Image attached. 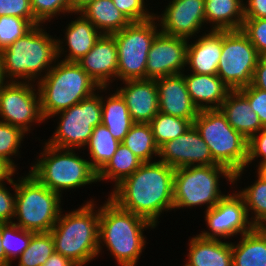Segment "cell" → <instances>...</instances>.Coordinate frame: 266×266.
<instances>
[{"label": "cell", "instance_id": "obj_49", "mask_svg": "<svg viewBox=\"0 0 266 266\" xmlns=\"http://www.w3.org/2000/svg\"><path fill=\"white\" fill-rule=\"evenodd\" d=\"M42 266H77L70 259L65 258L61 254L57 252H53V254L47 259V261Z\"/></svg>", "mask_w": 266, "mask_h": 266}, {"label": "cell", "instance_id": "obj_5", "mask_svg": "<svg viewBox=\"0 0 266 266\" xmlns=\"http://www.w3.org/2000/svg\"><path fill=\"white\" fill-rule=\"evenodd\" d=\"M42 26H34L23 37L0 52L7 81L10 78L9 81L27 80L35 83L36 79L40 80L43 77L40 75L43 70L47 74L53 67L51 64L56 63L57 39L44 31Z\"/></svg>", "mask_w": 266, "mask_h": 266}, {"label": "cell", "instance_id": "obj_48", "mask_svg": "<svg viewBox=\"0 0 266 266\" xmlns=\"http://www.w3.org/2000/svg\"><path fill=\"white\" fill-rule=\"evenodd\" d=\"M17 168H14L8 161L0 157V184L8 183L13 179L11 176L14 175Z\"/></svg>", "mask_w": 266, "mask_h": 266}, {"label": "cell", "instance_id": "obj_23", "mask_svg": "<svg viewBox=\"0 0 266 266\" xmlns=\"http://www.w3.org/2000/svg\"><path fill=\"white\" fill-rule=\"evenodd\" d=\"M80 16L68 24L65 32L66 45L69 47L64 51L63 42L57 39V57L68 52L64 61L77 62L84 57L94 46L95 42L100 38L102 33L81 13Z\"/></svg>", "mask_w": 266, "mask_h": 266}, {"label": "cell", "instance_id": "obj_6", "mask_svg": "<svg viewBox=\"0 0 266 266\" xmlns=\"http://www.w3.org/2000/svg\"><path fill=\"white\" fill-rule=\"evenodd\" d=\"M193 125L208 145L213 160L241 179L247 164L248 140L226 120L220 109L200 110Z\"/></svg>", "mask_w": 266, "mask_h": 266}, {"label": "cell", "instance_id": "obj_37", "mask_svg": "<svg viewBox=\"0 0 266 266\" xmlns=\"http://www.w3.org/2000/svg\"><path fill=\"white\" fill-rule=\"evenodd\" d=\"M34 25L27 19L15 16L0 17V52L28 33Z\"/></svg>", "mask_w": 266, "mask_h": 266}, {"label": "cell", "instance_id": "obj_4", "mask_svg": "<svg viewBox=\"0 0 266 266\" xmlns=\"http://www.w3.org/2000/svg\"><path fill=\"white\" fill-rule=\"evenodd\" d=\"M58 60L57 65L53 64L48 73L35 83L45 120L92 96L97 89L100 92L107 90V87H99L77 62Z\"/></svg>", "mask_w": 266, "mask_h": 266}, {"label": "cell", "instance_id": "obj_45", "mask_svg": "<svg viewBox=\"0 0 266 266\" xmlns=\"http://www.w3.org/2000/svg\"><path fill=\"white\" fill-rule=\"evenodd\" d=\"M16 194H11L5 184H0V223H12L15 214Z\"/></svg>", "mask_w": 266, "mask_h": 266}, {"label": "cell", "instance_id": "obj_29", "mask_svg": "<svg viewBox=\"0 0 266 266\" xmlns=\"http://www.w3.org/2000/svg\"><path fill=\"white\" fill-rule=\"evenodd\" d=\"M106 99L101 95V123L109 129L114 138L122 142L134 122L129 114L124 98L118 91H115L109 97L107 96Z\"/></svg>", "mask_w": 266, "mask_h": 266}, {"label": "cell", "instance_id": "obj_41", "mask_svg": "<svg viewBox=\"0 0 266 266\" xmlns=\"http://www.w3.org/2000/svg\"><path fill=\"white\" fill-rule=\"evenodd\" d=\"M118 10H120L130 22H141L149 20L155 16L147 11L144 0H112Z\"/></svg>", "mask_w": 266, "mask_h": 266}, {"label": "cell", "instance_id": "obj_26", "mask_svg": "<svg viewBox=\"0 0 266 266\" xmlns=\"http://www.w3.org/2000/svg\"><path fill=\"white\" fill-rule=\"evenodd\" d=\"M206 24L210 30H240L245 19L243 0H205Z\"/></svg>", "mask_w": 266, "mask_h": 266}, {"label": "cell", "instance_id": "obj_1", "mask_svg": "<svg viewBox=\"0 0 266 266\" xmlns=\"http://www.w3.org/2000/svg\"><path fill=\"white\" fill-rule=\"evenodd\" d=\"M174 173V168L161 161L144 162L113 188L109 198L156 227L162 211L173 209Z\"/></svg>", "mask_w": 266, "mask_h": 266}, {"label": "cell", "instance_id": "obj_34", "mask_svg": "<svg viewBox=\"0 0 266 266\" xmlns=\"http://www.w3.org/2000/svg\"><path fill=\"white\" fill-rule=\"evenodd\" d=\"M258 179L251 186H248L238 193L243 197L247 209L248 217L250 211L252 216L251 222L255 227H263L266 224V181L257 175Z\"/></svg>", "mask_w": 266, "mask_h": 266}, {"label": "cell", "instance_id": "obj_39", "mask_svg": "<svg viewBox=\"0 0 266 266\" xmlns=\"http://www.w3.org/2000/svg\"><path fill=\"white\" fill-rule=\"evenodd\" d=\"M30 5L35 19L40 24L51 21L60 12L63 15L65 13L72 14L70 0H30Z\"/></svg>", "mask_w": 266, "mask_h": 266}, {"label": "cell", "instance_id": "obj_3", "mask_svg": "<svg viewBox=\"0 0 266 266\" xmlns=\"http://www.w3.org/2000/svg\"><path fill=\"white\" fill-rule=\"evenodd\" d=\"M94 200L67 214H60L51 229L54 250L77 266H85L99 255V208ZM96 213H95V212Z\"/></svg>", "mask_w": 266, "mask_h": 266}, {"label": "cell", "instance_id": "obj_38", "mask_svg": "<svg viewBox=\"0 0 266 266\" xmlns=\"http://www.w3.org/2000/svg\"><path fill=\"white\" fill-rule=\"evenodd\" d=\"M24 136L25 132L22 129L0 121V157L8 161L14 168L17 166L11 156L18 155Z\"/></svg>", "mask_w": 266, "mask_h": 266}, {"label": "cell", "instance_id": "obj_20", "mask_svg": "<svg viewBox=\"0 0 266 266\" xmlns=\"http://www.w3.org/2000/svg\"><path fill=\"white\" fill-rule=\"evenodd\" d=\"M125 87L117 88L124 98L134 123H150L159 112L156 80L137 79L123 81Z\"/></svg>", "mask_w": 266, "mask_h": 266}, {"label": "cell", "instance_id": "obj_46", "mask_svg": "<svg viewBox=\"0 0 266 266\" xmlns=\"http://www.w3.org/2000/svg\"><path fill=\"white\" fill-rule=\"evenodd\" d=\"M245 18H266V0H247L244 2Z\"/></svg>", "mask_w": 266, "mask_h": 266}, {"label": "cell", "instance_id": "obj_19", "mask_svg": "<svg viewBox=\"0 0 266 266\" xmlns=\"http://www.w3.org/2000/svg\"><path fill=\"white\" fill-rule=\"evenodd\" d=\"M159 112L190 120L192 123L199 110L187 91L184 75L175 74L156 79Z\"/></svg>", "mask_w": 266, "mask_h": 266}, {"label": "cell", "instance_id": "obj_10", "mask_svg": "<svg viewBox=\"0 0 266 266\" xmlns=\"http://www.w3.org/2000/svg\"><path fill=\"white\" fill-rule=\"evenodd\" d=\"M155 21L154 16L149 20L130 22L121 31L112 34L118 51V80L146 79L148 52L161 32L157 30L159 24Z\"/></svg>", "mask_w": 266, "mask_h": 266}, {"label": "cell", "instance_id": "obj_24", "mask_svg": "<svg viewBox=\"0 0 266 266\" xmlns=\"http://www.w3.org/2000/svg\"><path fill=\"white\" fill-rule=\"evenodd\" d=\"M219 109L228 123L247 140L265 128L249 101L238 90H231Z\"/></svg>", "mask_w": 266, "mask_h": 266}, {"label": "cell", "instance_id": "obj_9", "mask_svg": "<svg viewBox=\"0 0 266 266\" xmlns=\"http://www.w3.org/2000/svg\"><path fill=\"white\" fill-rule=\"evenodd\" d=\"M221 176L234 184V173L219 164L175 169L173 209L204 204L207 205L206 210L214 207L225 196L219 188Z\"/></svg>", "mask_w": 266, "mask_h": 266}, {"label": "cell", "instance_id": "obj_11", "mask_svg": "<svg viewBox=\"0 0 266 266\" xmlns=\"http://www.w3.org/2000/svg\"><path fill=\"white\" fill-rule=\"evenodd\" d=\"M57 129L46 144L61 149L82 148L89 142L94 127L101 124L102 102L99 94L81 100L78 104L62 110Z\"/></svg>", "mask_w": 266, "mask_h": 266}, {"label": "cell", "instance_id": "obj_51", "mask_svg": "<svg viewBox=\"0 0 266 266\" xmlns=\"http://www.w3.org/2000/svg\"><path fill=\"white\" fill-rule=\"evenodd\" d=\"M1 239L2 236H1V223H0V266H11V263L7 260L4 250L2 248Z\"/></svg>", "mask_w": 266, "mask_h": 266}, {"label": "cell", "instance_id": "obj_22", "mask_svg": "<svg viewBox=\"0 0 266 266\" xmlns=\"http://www.w3.org/2000/svg\"><path fill=\"white\" fill-rule=\"evenodd\" d=\"M187 91L198 110L219 109L231 89L218 75H185Z\"/></svg>", "mask_w": 266, "mask_h": 266}, {"label": "cell", "instance_id": "obj_12", "mask_svg": "<svg viewBox=\"0 0 266 266\" xmlns=\"http://www.w3.org/2000/svg\"><path fill=\"white\" fill-rule=\"evenodd\" d=\"M260 57L241 29L222 31V52L217 75L231 90L249 86Z\"/></svg>", "mask_w": 266, "mask_h": 266}, {"label": "cell", "instance_id": "obj_28", "mask_svg": "<svg viewBox=\"0 0 266 266\" xmlns=\"http://www.w3.org/2000/svg\"><path fill=\"white\" fill-rule=\"evenodd\" d=\"M79 13L106 35L119 32L130 23L126 16L116 8L112 0H94Z\"/></svg>", "mask_w": 266, "mask_h": 266}, {"label": "cell", "instance_id": "obj_17", "mask_svg": "<svg viewBox=\"0 0 266 266\" xmlns=\"http://www.w3.org/2000/svg\"><path fill=\"white\" fill-rule=\"evenodd\" d=\"M168 4L161 16L155 14L161 33L186 39L196 36L206 22L205 0H172Z\"/></svg>", "mask_w": 266, "mask_h": 266}, {"label": "cell", "instance_id": "obj_15", "mask_svg": "<svg viewBox=\"0 0 266 266\" xmlns=\"http://www.w3.org/2000/svg\"><path fill=\"white\" fill-rule=\"evenodd\" d=\"M188 39L159 33L151 45L146 63V79L181 74L185 69ZM182 71V72H181Z\"/></svg>", "mask_w": 266, "mask_h": 266}, {"label": "cell", "instance_id": "obj_30", "mask_svg": "<svg viewBox=\"0 0 266 266\" xmlns=\"http://www.w3.org/2000/svg\"><path fill=\"white\" fill-rule=\"evenodd\" d=\"M143 162L123 143H120L112 158L97 173V181L113 180L114 188L135 172Z\"/></svg>", "mask_w": 266, "mask_h": 266}, {"label": "cell", "instance_id": "obj_13", "mask_svg": "<svg viewBox=\"0 0 266 266\" xmlns=\"http://www.w3.org/2000/svg\"><path fill=\"white\" fill-rule=\"evenodd\" d=\"M34 86L33 82L8 81L1 88L0 121L18 127L26 134L31 130L32 123L45 121L39 91Z\"/></svg>", "mask_w": 266, "mask_h": 266}, {"label": "cell", "instance_id": "obj_40", "mask_svg": "<svg viewBox=\"0 0 266 266\" xmlns=\"http://www.w3.org/2000/svg\"><path fill=\"white\" fill-rule=\"evenodd\" d=\"M241 31L248 37L260 56L266 57V18H245Z\"/></svg>", "mask_w": 266, "mask_h": 266}, {"label": "cell", "instance_id": "obj_31", "mask_svg": "<svg viewBox=\"0 0 266 266\" xmlns=\"http://www.w3.org/2000/svg\"><path fill=\"white\" fill-rule=\"evenodd\" d=\"M120 143L102 123L94 127L86 146L91 157L90 165L97 173L112 158Z\"/></svg>", "mask_w": 266, "mask_h": 266}, {"label": "cell", "instance_id": "obj_52", "mask_svg": "<svg viewBox=\"0 0 266 266\" xmlns=\"http://www.w3.org/2000/svg\"><path fill=\"white\" fill-rule=\"evenodd\" d=\"M5 80H6V77H5L4 69H3V60H2L1 53H0V90L8 82Z\"/></svg>", "mask_w": 266, "mask_h": 266}, {"label": "cell", "instance_id": "obj_27", "mask_svg": "<svg viewBox=\"0 0 266 266\" xmlns=\"http://www.w3.org/2000/svg\"><path fill=\"white\" fill-rule=\"evenodd\" d=\"M240 239L236 245L231 242L233 266H266V230L255 227Z\"/></svg>", "mask_w": 266, "mask_h": 266}, {"label": "cell", "instance_id": "obj_35", "mask_svg": "<svg viewBox=\"0 0 266 266\" xmlns=\"http://www.w3.org/2000/svg\"><path fill=\"white\" fill-rule=\"evenodd\" d=\"M34 232L24 230L12 223H1L2 248L7 260L17 259L29 246Z\"/></svg>", "mask_w": 266, "mask_h": 266}, {"label": "cell", "instance_id": "obj_25", "mask_svg": "<svg viewBox=\"0 0 266 266\" xmlns=\"http://www.w3.org/2000/svg\"><path fill=\"white\" fill-rule=\"evenodd\" d=\"M188 244V261L184 266H233L231 242L206 239L198 234Z\"/></svg>", "mask_w": 266, "mask_h": 266}, {"label": "cell", "instance_id": "obj_7", "mask_svg": "<svg viewBox=\"0 0 266 266\" xmlns=\"http://www.w3.org/2000/svg\"><path fill=\"white\" fill-rule=\"evenodd\" d=\"M16 194L14 222L20 228L34 233L50 232L62 213L61 195L42 185L32 174L12 179Z\"/></svg>", "mask_w": 266, "mask_h": 266}, {"label": "cell", "instance_id": "obj_43", "mask_svg": "<svg viewBox=\"0 0 266 266\" xmlns=\"http://www.w3.org/2000/svg\"><path fill=\"white\" fill-rule=\"evenodd\" d=\"M238 91L249 101L252 110L266 128V91L256 88L252 84L238 89Z\"/></svg>", "mask_w": 266, "mask_h": 266}, {"label": "cell", "instance_id": "obj_33", "mask_svg": "<svg viewBox=\"0 0 266 266\" xmlns=\"http://www.w3.org/2000/svg\"><path fill=\"white\" fill-rule=\"evenodd\" d=\"M155 142L158 147L166 141L184 134L193 123L190 120L158 112L150 122Z\"/></svg>", "mask_w": 266, "mask_h": 266}, {"label": "cell", "instance_id": "obj_2", "mask_svg": "<svg viewBox=\"0 0 266 266\" xmlns=\"http://www.w3.org/2000/svg\"><path fill=\"white\" fill-rule=\"evenodd\" d=\"M99 208V254L105 244L119 266H136L146 243L143 231L155 226L109 197Z\"/></svg>", "mask_w": 266, "mask_h": 266}, {"label": "cell", "instance_id": "obj_32", "mask_svg": "<svg viewBox=\"0 0 266 266\" xmlns=\"http://www.w3.org/2000/svg\"><path fill=\"white\" fill-rule=\"evenodd\" d=\"M121 143L143 163L151 162L153 155L155 158L159 156V147L155 142L150 123H134Z\"/></svg>", "mask_w": 266, "mask_h": 266}, {"label": "cell", "instance_id": "obj_53", "mask_svg": "<svg viewBox=\"0 0 266 266\" xmlns=\"http://www.w3.org/2000/svg\"><path fill=\"white\" fill-rule=\"evenodd\" d=\"M257 172L258 176L266 181V163L259 164Z\"/></svg>", "mask_w": 266, "mask_h": 266}, {"label": "cell", "instance_id": "obj_50", "mask_svg": "<svg viewBox=\"0 0 266 266\" xmlns=\"http://www.w3.org/2000/svg\"><path fill=\"white\" fill-rule=\"evenodd\" d=\"M94 0H70L72 13L79 14V12Z\"/></svg>", "mask_w": 266, "mask_h": 266}, {"label": "cell", "instance_id": "obj_42", "mask_svg": "<svg viewBox=\"0 0 266 266\" xmlns=\"http://www.w3.org/2000/svg\"><path fill=\"white\" fill-rule=\"evenodd\" d=\"M5 15L27 19L34 26L40 24L34 17L30 0H0V17Z\"/></svg>", "mask_w": 266, "mask_h": 266}, {"label": "cell", "instance_id": "obj_47", "mask_svg": "<svg viewBox=\"0 0 266 266\" xmlns=\"http://www.w3.org/2000/svg\"><path fill=\"white\" fill-rule=\"evenodd\" d=\"M252 85L263 91H266V57L261 56L256 65Z\"/></svg>", "mask_w": 266, "mask_h": 266}, {"label": "cell", "instance_id": "obj_36", "mask_svg": "<svg viewBox=\"0 0 266 266\" xmlns=\"http://www.w3.org/2000/svg\"><path fill=\"white\" fill-rule=\"evenodd\" d=\"M55 252L50 232L35 233L25 251L17 258L18 266H42Z\"/></svg>", "mask_w": 266, "mask_h": 266}, {"label": "cell", "instance_id": "obj_44", "mask_svg": "<svg viewBox=\"0 0 266 266\" xmlns=\"http://www.w3.org/2000/svg\"><path fill=\"white\" fill-rule=\"evenodd\" d=\"M258 157H262L259 164L266 163V128L261 129L248 140L246 167Z\"/></svg>", "mask_w": 266, "mask_h": 266}, {"label": "cell", "instance_id": "obj_8", "mask_svg": "<svg viewBox=\"0 0 266 266\" xmlns=\"http://www.w3.org/2000/svg\"><path fill=\"white\" fill-rule=\"evenodd\" d=\"M40 155L42 158L39 156L29 173L53 192L61 194L62 190L97 182V172L89 160L77 156L74 149L56 148L45 143Z\"/></svg>", "mask_w": 266, "mask_h": 266}, {"label": "cell", "instance_id": "obj_14", "mask_svg": "<svg viewBox=\"0 0 266 266\" xmlns=\"http://www.w3.org/2000/svg\"><path fill=\"white\" fill-rule=\"evenodd\" d=\"M205 215L210 232L201 231L199 235L206 239L221 240L249 233L255 228L249 220L244 199L238 192L225 195L214 207L206 210Z\"/></svg>", "mask_w": 266, "mask_h": 266}, {"label": "cell", "instance_id": "obj_21", "mask_svg": "<svg viewBox=\"0 0 266 266\" xmlns=\"http://www.w3.org/2000/svg\"><path fill=\"white\" fill-rule=\"evenodd\" d=\"M222 52V31L210 30L187 45L186 65L194 74L217 75Z\"/></svg>", "mask_w": 266, "mask_h": 266}, {"label": "cell", "instance_id": "obj_16", "mask_svg": "<svg viewBox=\"0 0 266 266\" xmlns=\"http://www.w3.org/2000/svg\"><path fill=\"white\" fill-rule=\"evenodd\" d=\"M159 158V161L174 169L217 164L211 156L208 145L201 138L194 125L181 136L161 145L159 147Z\"/></svg>", "mask_w": 266, "mask_h": 266}, {"label": "cell", "instance_id": "obj_18", "mask_svg": "<svg viewBox=\"0 0 266 266\" xmlns=\"http://www.w3.org/2000/svg\"><path fill=\"white\" fill-rule=\"evenodd\" d=\"M77 63L99 87H107L117 78L118 51L113 35L102 34L93 48ZM114 77V79H112ZM116 77V78H115Z\"/></svg>", "mask_w": 266, "mask_h": 266}]
</instances>
